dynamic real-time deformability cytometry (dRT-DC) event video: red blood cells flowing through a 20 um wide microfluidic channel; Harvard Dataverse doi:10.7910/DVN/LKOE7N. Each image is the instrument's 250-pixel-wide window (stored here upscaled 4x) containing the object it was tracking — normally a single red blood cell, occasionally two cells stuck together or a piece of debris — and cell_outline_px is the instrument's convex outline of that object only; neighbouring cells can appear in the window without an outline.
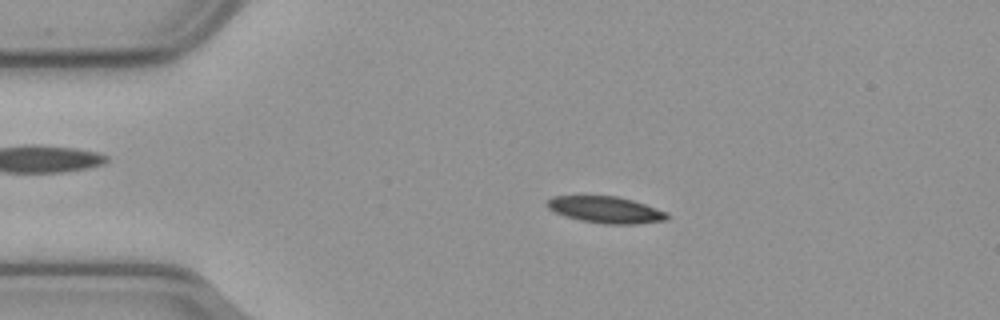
{"species": "common noctule bat (a hibernating species)", "species_latin": "Nyctalus noctula", "temperature_condition": "cold", "stored_images_in_passage": 56, "camera_frame_rate_fps": 3000, "um_per_image_px": 0.085, "animal": {"sex": "male", "body_mass_g": 23.1, "forearm_length_mm": 52.7}, "frame": {"image": 1, "passage_image": 11, "time_ms": 3.333, "image_size_px": [1000, 320], "cell_outline_px": [[668, 220], [636, 224], [604, 224], [580, 220], [564, 216], [548, 208], [544, 204], [552, 196], [616, 196], [632, 200], [668, 212]], "centroid_in_image_um": [51.48, 17.83], "position_along_channel_um": 33.5, "area_um2": 18.61}}
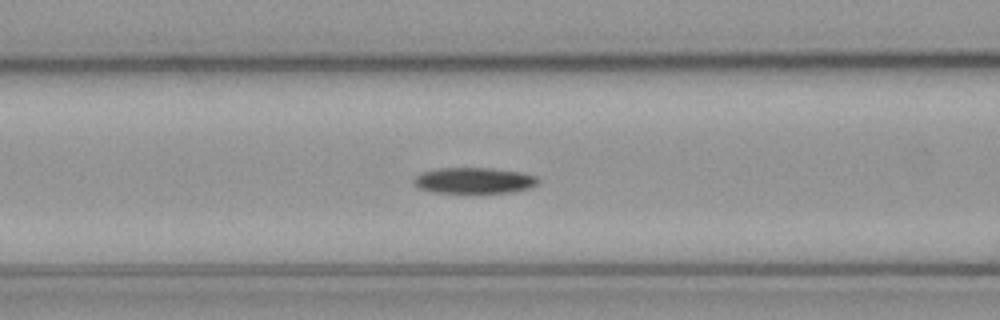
{"frame": {"image": 2, "passage_image": 22, "time_ms": 7.0, "image_size_px": [1000, 320], "cell_outline_px": [[540, 180], [536, 184], [528, 188], [512, 192], [432, 192], [420, 188], [416, 184], [416, 176], [420, 172], [440, 168], [488, 168], [524, 172], [536, 176]], "centroid_in_image_um": [40.34, 15.33], "position_along_channel_um": 126.3, "area_um2": 18.5}}
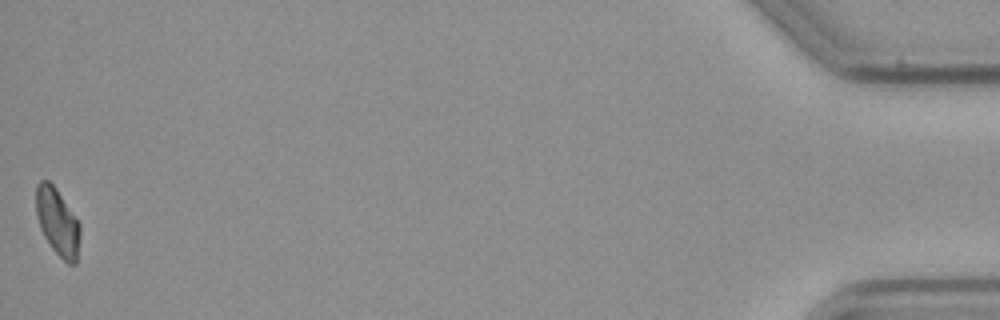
{"frame": {"image": 3, "passage_image": 56, "time_ms": 18.333, "image_size_px": [1000, 320], "cell_outline_px": [[80, 232], [76, 264], [68, 264], [52, 248], [44, 236], [40, 228], [36, 212], [36, 184], [40, 180], [48, 180], [56, 188], [80, 224]], "centroid_in_image_um": [4.88, 18.85], "position_along_channel_um": 430.3, "area_um2": 17.05}, "authors_computed_cell_mechanics": {"area_um2": 18.3804, "velocity_mm_per_s": 3.6116, "shape_relaxation_time_tau1_ms": 6.2643, "shape_relaxation_time_tau2_ms": null, "deformation_change_tau1": 0.1263, "deformation_change_tau2": null}}